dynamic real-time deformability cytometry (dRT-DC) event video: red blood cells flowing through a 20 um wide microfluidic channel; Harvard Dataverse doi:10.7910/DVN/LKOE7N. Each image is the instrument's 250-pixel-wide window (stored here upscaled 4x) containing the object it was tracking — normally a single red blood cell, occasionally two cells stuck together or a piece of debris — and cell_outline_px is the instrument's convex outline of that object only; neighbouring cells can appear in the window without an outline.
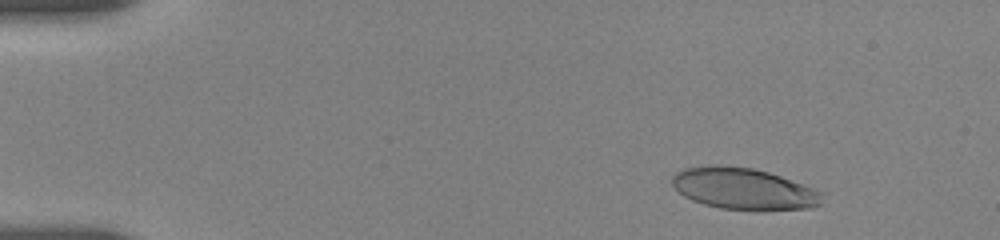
{"species": "human", "species_latin": "Homo sapiens", "temperature_condition": "room temperature", "stored_images_in_passage": 33, "camera_frame_rate_fps": 3000, "um_per_image_px": 0.085, "donor": {"sex": "female"}, "frame": {"image": 1, "passage_image": 5, "time_ms": 1.667, "image_size_px": [1000, 240], "cell_outline_px": [[824, 192], [820, 204], [812, 208], [756, 212], [720, 208], [704, 204], [692, 200], [684, 196], [672, 184], [672, 176], [676, 172], [684, 168], [708, 164], [720, 164], [752, 168], [768, 172], [780, 176]], "centroid_in_image_um": [63.22, 16.06], "position_along_channel_um": 21.8, "area_um2": 36.99}}
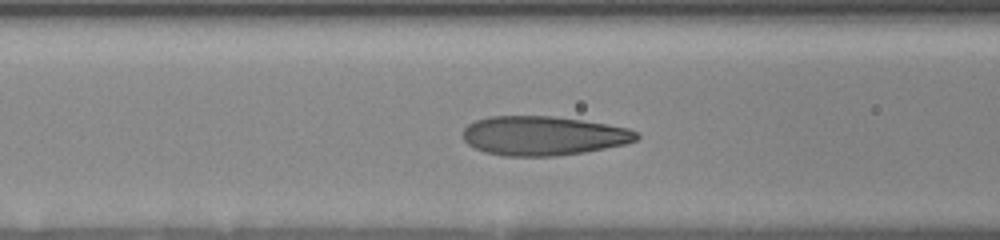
{"frame": {"image": 2, "passage_image": 25, "time_ms": 7.0, "image_size_px": [1000, 240], "cell_outline_px": [[640, 136], [636, 140], [624, 144], [584, 152], [556, 156], [504, 156], [484, 152], [468, 144], [464, 140], [464, 128], [468, 124], [476, 120], [488, 116], [552, 116], [608, 124], [628, 128], [636, 132]], "centroid_in_image_um": [46.16, 11.54], "position_along_channel_um": 120.4, "area_um2": 39.59}}
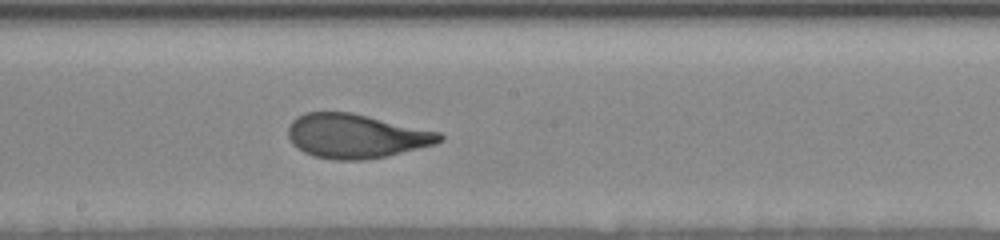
{"frame": {"image": 3, "passage_image": 33, "time_ms": 9.667, "image_size_px": [1000, 240], "cell_outline_px": [[444, 140], [436, 144], [388, 156], [364, 160], [332, 160], [312, 156], [296, 148], [292, 144], [288, 136], [288, 124], [296, 116], [304, 112], [352, 112], [440, 132], [444, 136]], "centroid_in_image_um": [30.24, 11.57], "position_along_channel_um": 218.0, "area_um2": 39.48}}